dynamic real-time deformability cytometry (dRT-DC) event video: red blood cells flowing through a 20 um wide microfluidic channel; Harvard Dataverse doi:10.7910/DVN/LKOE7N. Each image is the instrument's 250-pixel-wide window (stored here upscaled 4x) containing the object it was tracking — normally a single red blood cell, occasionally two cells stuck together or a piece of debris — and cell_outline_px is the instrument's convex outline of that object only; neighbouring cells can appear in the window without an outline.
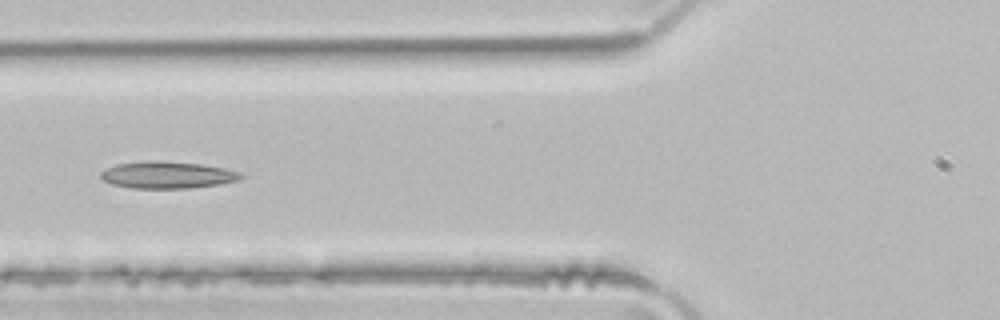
{"species": "common noctule bat (a hibernating species)", "species_latin": "Nyctalus noctula", "temperature_condition": "room temperature", "stored_images_in_passage": 5, "camera_frame_rate_fps": 3000, "um_per_image_px": 0.085, "animal": {"sex": "male", "body_mass_g": 21.5, "forearm_length_mm": 52.0}, "frame": {"image": 1, "passage_image": 5, "time_ms": 1.333, "image_size_px": [1000, 320], "cell_outline_px": [[244, 176], [240, 180], [220, 184], [188, 188], [132, 188], [112, 184], [104, 180], [100, 176], [100, 172], [104, 168], [116, 164], [156, 160], [200, 164], [224, 168], [240, 172]], "centroid_in_image_um": [14.22, 14.87], "position_along_channel_um": 111.6, "area_um2": 21.96}}